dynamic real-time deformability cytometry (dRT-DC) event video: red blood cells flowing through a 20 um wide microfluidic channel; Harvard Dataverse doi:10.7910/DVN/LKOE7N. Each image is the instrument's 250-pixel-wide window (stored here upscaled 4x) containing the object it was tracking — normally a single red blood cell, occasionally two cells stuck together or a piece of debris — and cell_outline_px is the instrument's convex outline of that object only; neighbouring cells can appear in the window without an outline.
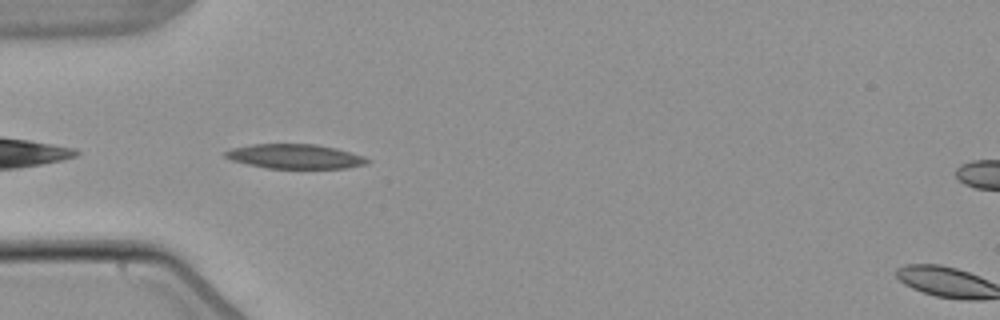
{"species": "common noctule bat (a hibernating species)", "species_latin": "Nyctalus noctula", "temperature_condition": "warm", "stored_images_in_passage": 5, "camera_frame_rate_fps": 3000, "um_per_image_px": 0.085, "animal": {"sex": "male", "body_mass_g": 21.5, "forearm_length_mm": 52.0}, "frame": {"image": 1, "passage_image": 4, "time_ms": 4.667, "image_size_px": [1000, 320], "cell_outline_px": [[372, 160], [368, 164], [348, 168], [268, 168], [248, 164], [232, 160], [224, 156], [224, 152], [232, 148], [252, 144], [316, 144], [336, 148], [364, 156]], "centroid_in_image_um": [25.12, 13.29], "position_along_channel_um": 59.9, "area_um2": 20.29}}